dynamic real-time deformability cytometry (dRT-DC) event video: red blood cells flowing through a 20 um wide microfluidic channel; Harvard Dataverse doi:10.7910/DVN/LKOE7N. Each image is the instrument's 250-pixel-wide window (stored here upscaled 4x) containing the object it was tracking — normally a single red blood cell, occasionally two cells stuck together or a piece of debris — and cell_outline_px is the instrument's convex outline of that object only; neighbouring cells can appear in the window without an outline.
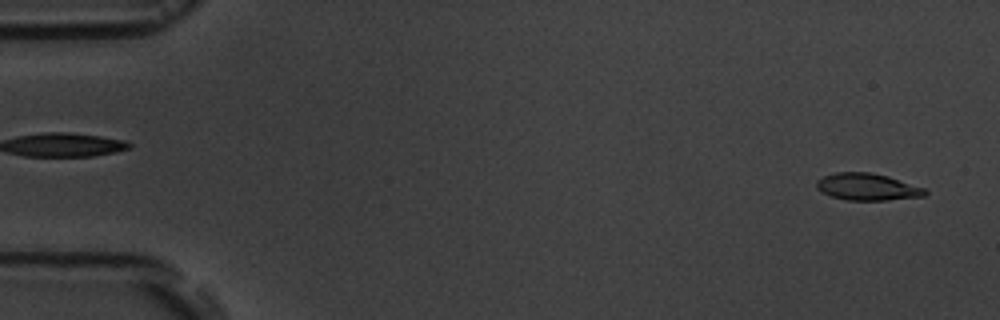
{"species": "common noctule bat (a hibernating species)", "species_latin": "Nyctalus noctula", "temperature_condition": "room temperature", "stored_images_in_passage": 4, "segment_of_instrument_passage": [2, 2], "camera_frame_rate_fps": 3000, "um_per_image_px": 0.085, "animal": {"sex": "male", "body_mass_g": 19.5, "forearm_length_mm": 54.6}, "frame": {"image": 1, "passage_image": 4, "time_ms": 5.667, "image_size_px": [1000, 320], "cell_outline_px": [[928, 192], [924, 196], [888, 200], [848, 200], [832, 196], [820, 192], [816, 188], [816, 180], [824, 176], [836, 172], [872, 172], [888, 176], [924, 188]], "centroid_in_image_um": [73.7, 15.88], "position_along_channel_um": 11.3, "area_um2": 17.05}}